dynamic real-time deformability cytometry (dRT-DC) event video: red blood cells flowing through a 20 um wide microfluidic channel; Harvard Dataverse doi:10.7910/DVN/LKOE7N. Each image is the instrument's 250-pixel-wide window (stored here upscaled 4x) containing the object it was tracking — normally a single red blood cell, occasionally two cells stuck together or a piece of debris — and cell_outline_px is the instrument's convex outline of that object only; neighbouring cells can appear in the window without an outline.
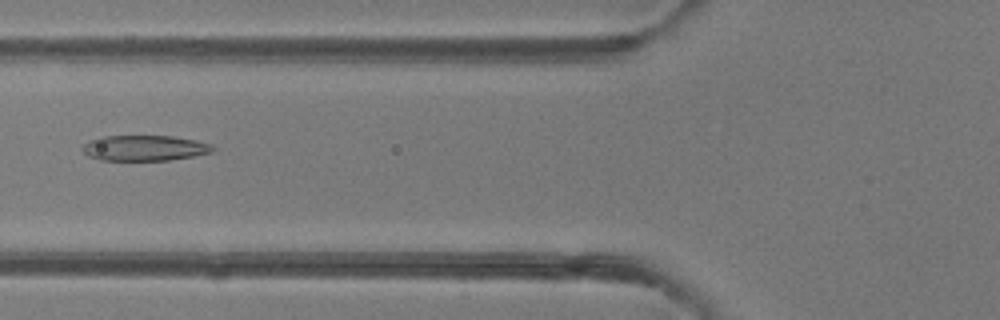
{"species": "common noctule bat (a hibernating species)", "species_latin": "Nyctalus noctula", "temperature_condition": "room temperature", "stored_images_in_passage": 49, "camera_frame_rate_fps": 3000, "um_per_image_px": 0.085, "animal": {"sex": "female"}, "frame": {"image": 1, "passage_image": 19, "time_ms": 6.0, "image_size_px": [1000, 320], "cell_outline_px": [[216, 148], [212, 152], [192, 156], [168, 160], [100, 160], [88, 156], [80, 148], [88, 140], [100, 136], [172, 136], [192, 140], [208, 144]], "centroid_in_image_um": [12.21, 12.58], "position_along_channel_um": 113.6, "area_um2": 19.25}}
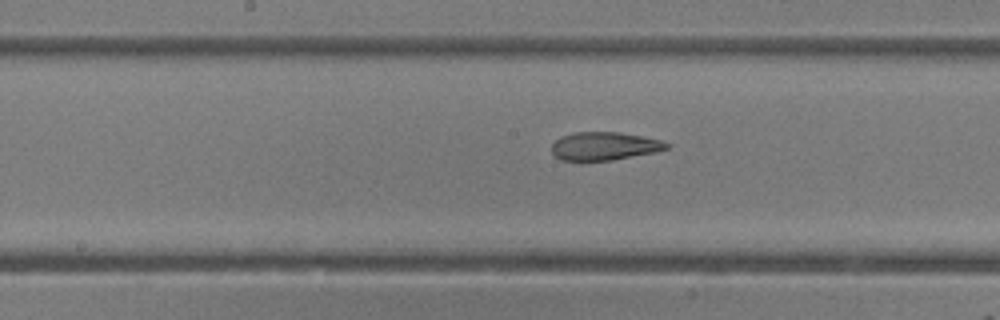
{"frame": {"image": 2, "passage_image": 25, "time_ms": 8.0, "image_size_px": [1000, 320], "cell_outline_px": [[672, 144], [668, 148], [656, 152], [612, 160], [560, 160], [552, 152], [552, 144], [560, 136], [576, 132], [620, 132], [660, 140]], "centroid_in_image_um": [51.38, 12.41], "position_along_channel_um": 196.8, "area_um2": 18.79}}
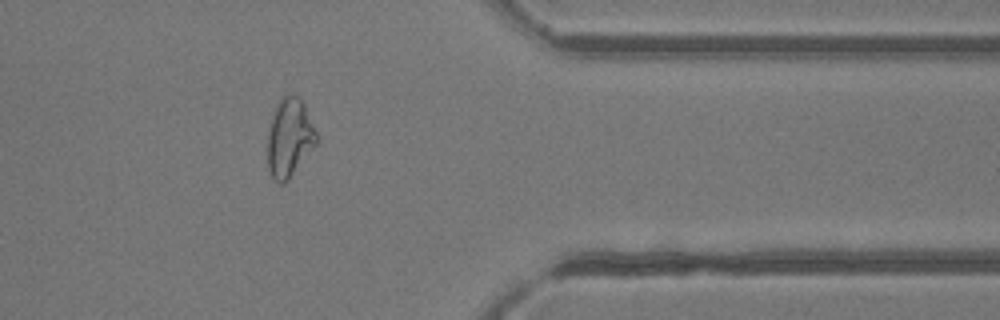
{"frame": {"image": 3, "passage_image": 40, "time_ms": 13.0, "image_size_px": [1000, 320], "cell_outline_px": [[316, 144], [288, 180], [284, 184], [280, 184], [272, 176], [268, 168], [268, 128], [272, 112], [276, 104], [284, 92], [288, 92], [300, 96], [304, 104], [316, 132]], "centroid_in_image_um": [24.58, 11.64], "position_along_channel_um": 386.8, "area_um2": 22.54}, "authors_computed_cell_mechanics": {"area_um2": 22.253, "velocity_mm_per_s": 4.1301, "shape_relaxation_time_tau1_ms": 7.8538, "shape_relaxation_time_tau2_ms": 1.69, "deformation_change_tau1": 0.267, "deformation_change_tau2": 0.0976}}